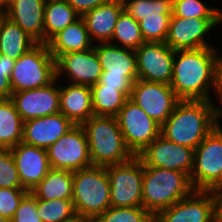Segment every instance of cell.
Here are the masks:
<instances>
[{
	"instance_id": "obj_11",
	"label": "cell",
	"mask_w": 222,
	"mask_h": 222,
	"mask_svg": "<svg viewBox=\"0 0 222 222\" xmlns=\"http://www.w3.org/2000/svg\"><path fill=\"white\" fill-rule=\"evenodd\" d=\"M51 169L76 171L92 166L84 128L75 125L48 149Z\"/></svg>"
},
{
	"instance_id": "obj_27",
	"label": "cell",
	"mask_w": 222,
	"mask_h": 222,
	"mask_svg": "<svg viewBox=\"0 0 222 222\" xmlns=\"http://www.w3.org/2000/svg\"><path fill=\"white\" fill-rule=\"evenodd\" d=\"M24 121L10 98L0 99V149H11L23 140Z\"/></svg>"
},
{
	"instance_id": "obj_21",
	"label": "cell",
	"mask_w": 222,
	"mask_h": 222,
	"mask_svg": "<svg viewBox=\"0 0 222 222\" xmlns=\"http://www.w3.org/2000/svg\"><path fill=\"white\" fill-rule=\"evenodd\" d=\"M124 11L122 0H108L82 16L91 41L107 43L111 41L116 22Z\"/></svg>"
},
{
	"instance_id": "obj_35",
	"label": "cell",
	"mask_w": 222,
	"mask_h": 222,
	"mask_svg": "<svg viewBox=\"0 0 222 222\" xmlns=\"http://www.w3.org/2000/svg\"><path fill=\"white\" fill-rule=\"evenodd\" d=\"M172 15L183 18H222V9L212 8L202 0H173Z\"/></svg>"
},
{
	"instance_id": "obj_42",
	"label": "cell",
	"mask_w": 222,
	"mask_h": 222,
	"mask_svg": "<svg viewBox=\"0 0 222 222\" xmlns=\"http://www.w3.org/2000/svg\"><path fill=\"white\" fill-rule=\"evenodd\" d=\"M68 4L82 17L85 13L93 10L108 0H66Z\"/></svg>"
},
{
	"instance_id": "obj_37",
	"label": "cell",
	"mask_w": 222,
	"mask_h": 222,
	"mask_svg": "<svg viewBox=\"0 0 222 222\" xmlns=\"http://www.w3.org/2000/svg\"><path fill=\"white\" fill-rule=\"evenodd\" d=\"M28 193L24 188H0V215L11 221L20 202Z\"/></svg>"
},
{
	"instance_id": "obj_44",
	"label": "cell",
	"mask_w": 222,
	"mask_h": 222,
	"mask_svg": "<svg viewBox=\"0 0 222 222\" xmlns=\"http://www.w3.org/2000/svg\"><path fill=\"white\" fill-rule=\"evenodd\" d=\"M219 218L222 220V191L219 192Z\"/></svg>"
},
{
	"instance_id": "obj_40",
	"label": "cell",
	"mask_w": 222,
	"mask_h": 222,
	"mask_svg": "<svg viewBox=\"0 0 222 222\" xmlns=\"http://www.w3.org/2000/svg\"><path fill=\"white\" fill-rule=\"evenodd\" d=\"M14 64L15 60L0 54V99L11 98L13 91L10 84V78Z\"/></svg>"
},
{
	"instance_id": "obj_34",
	"label": "cell",
	"mask_w": 222,
	"mask_h": 222,
	"mask_svg": "<svg viewBox=\"0 0 222 222\" xmlns=\"http://www.w3.org/2000/svg\"><path fill=\"white\" fill-rule=\"evenodd\" d=\"M124 10L137 22L143 15L172 14L173 0H123Z\"/></svg>"
},
{
	"instance_id": "obj_29",
	"label": "cell",
	"mask_w": 222,
	"mask_h": 222,
	"mask_svg": "<svg viewBox=\"0 0 222 222\" xmlns=\"http://www.w3.org/2000/svg\"><path fill=\"white\" fill-rule=\"evenodd\" d=\"M92 109L96 116L116 117L125 102L129 99L122 91L105 87L103 84L90 86Z\"/></svg>"
},
{
	"instance_id": "obj_36",
	"label": "cell",
	"mask_w": 222,
	"mask_h": 222,
	"mask_svg": "<svg viewBox=\"0 0 222 222\" xmlns=\"http://www.w3.org/2000/svg\"><path fill=\"white\" fill-rule=\"evenodd\" d=\"M0 188H23L10 149H0Z\"/></svg>"
},
{
	"instance_id": "obj_43",
	"label": "cell",
	"mask_w": 222,
	"mask_h": 222,
	"mask_svg": "<svg viewBox=\"0 0 222 222\" xmlns=\"http://www.w3.org/2000/svg\"><path fill=\"white\" fill-rule=\"evenodd\" d=\"M61 222H89L87 219L79 216L78 214H75L69 219L63 220Z\"/></svg>"
},
{
	"instance_id": "obj_41",
	"label": "cell",
	"mask_w": 222,
	"mask_h": 222,
	"mask_svg": "<svg viewBox=\"0 0 222 222\" xmlns=\"http://www.w3.org/2000/svg\"><path fill=\"white\" fill-rule=\"evenodd\" d=\"M218 47L216 49V59L214 66V87L213 92L216 97V101L222 105V53H220Z\"/></svg>"
},
{
	"instance_id": "obj_16",
	"label": "cell",
	"mask_w": 222,
	"mask_h": 222,
	"mask_svg": "<svg viewBox=\"0 0 222 222\" xmlns=\"http://www.w3.org/2000/svg\"><path fill=\"white\" fill-rule=\"evenodd\" d=\"M58 79L50 84L31 90L13 92L11 100L25 122L60 112V91Z\"/></svg>"
},
{
	"instance_id": "obj_3",
	"label": "cell",
	"mask_w": 222,
	"mask_h": 222,
	"mask_svg": "<svg viewBox=\"0 0 222 222\" xmlns=\"http://www.w3.org/2000/svg\"><path fill=\"white\" fill-rule=\"evenodd\" d=\"M193 191L186 173L143 164L142 206L153 217Z\"/></svg>"
},
{
	"instance_id": "obj_32",
	"label": "cell",
	"mask_w": 222,
	"mask_h": 222,
	"mask_svg": "<svg viewBox=\"0 0 222 222\" xmlns=\"http://www.w3.org/2000/svg\"><path fill=\"white\" fill-rule=\"evenodd\" d=\"M172 14L143 15L139 21L145 42L164 43L168 34Z\"/></svg>"
},
{
	"instance_id": "obj_2",
	"label": "cell",
	"mask_w": 222,
	"mask_h": 222,
	"mask_svg": "<svg viewBox=\"0 0 222 222\" xmlns=\"http://www.w3.org/2000/svg\"><path fill=\"white\" fill-rule=\"evenodd\" d=\"M209 100H180L161 125V135L176 144L196 149L220 124L222 108Z\"/></svg>"
},
{
	"instance_id": "obj_7",
	"label": "cell",
	"mask_w": 222,
	"mask_h": 222,
	"mask_svg": "<svg viewBox=\"0 0 222 222\" xmlns=\"http://www.w3.org/2000/svg\"><path fill=\"white\" fill-rule=\"evenodd\" d=\"M55 78V59L47 43H37L15 60L10 84L13 92H19L46 86Z\"/></svg>"
},
{
	"instance_id": "obj_5",
	"label": "cell",
	"mask_w": 222,
	"mask_h": 222,
	"mask_svg": "<svg viewBox=\"0 0 222 222\" xmlns=\"http://www.w3.org/2000/svg\"><path fill=\"white\" fill-rule=\"evenodd\" d=\"M72 201L75 213L89 222L111 207L106 167L92 165L73 171Z\"/></svg>"
},
{
	"instance_id": "obj_28",
	"label": "cell",
	"mask_w": 222,
	"mask_h": 222,
	"mask_svg": "<svg viewBox=\"0 0 222 222\" xmlns=\"http://www.w3.org/2000/svg\"><path fill=\"white\" fill-rule=\"evenodd\" d=\"M80 17L66 0H46L43 43H47L55 34Z\"/></svg>"
},
{
	"instance_id": "obj_47",
	"label": "cell",
	"mask_w": 222,
	"mask_h": 222,
	"mask_svg": "<svg viewBox=\"0 0 222 222\" xmlns=\"http://www.w3.org/2000/svg\"><path fill=\"white\" fill-rule=\"evenodd\" d=\"M215 222H222V220L220 218H218Z\"/></svg>"
},
{
	"instance_id": "obj_22",
	"label": "cell",
	"mask_w": 222,
	"mask_h": 222,
	"mask_svg": "<svg viewBox=\"0 0 222 222\" xmlns=\"http://www.w3.org/2000/svg\"><path fill=\"white\" fill-rule=\"evenodd\" d=\"M60 112L74 125H82L93 115L91 88L88 85L59 84Z\"/></svg>"
},
{
	"instance_id": "obj_15",
	"label": "cell",
	"mask_w": 222,
	"mask_h": 222,
	"mask_svg": "<svg viewBox=\"0 0 222 222\" xmlns=\"http://www.w3.org/2000/svg\"><path fill=\"white\" fill-rule=\"evenodd\" d=\"M175 51L165 42H145L136 50L138 79L171 84Z\"/></svg>"
},
{
	"instance_id": "obj_31",
	"label": "cell",
	"mask_w": 222,
	"mask_h": 222,
	"mask_svg": "<svg viewBox=\"0 0 222 222\" xmlns=\"http://www.w3.org/2000/svg\"><path fill=\"white\" fill-rule=\"evenodd\" d=\"M37 214L42 222H61L76 213L72 199H37Z\"/></svg>"
},
{
	"instance_id": "obj_8",
	"label": "cell",
	"mask_w": 222,
	"mask_h": 222,
	"mask_svg": "<svg viewBox=\"0 0 222 222\" xmlns=\"http://www.w3.org/2000/svg\"><path fill=\"white\" fill-rule=\"evenodd\" d=\"M110 182L112 207L142 206L143 163L134 156L131 160L106 166Z\"/></svg>"
},
{
	"instance_id": "obj_38",
	"label": "cell",
	"mask_w": 222,
	"mask_h": 222,
	"mask_svg": "<svg viewBox=\"0 0 222 222\" xmlns=\"http://www.w3.org/2000/svg\"><path fill=\"white\" fill-rule=\"evenodd\" d=\"M10 222H42L37 214V199L31 192L22 199Z\"/></svg>"
},
{
	"instance_id": "obj_19",
	"label": "cell",
	"mask_w": 222,
	"mask_h": 222,
	"mask_svg": "<svg viewBox=\"0 0 222 222\" xmlns=\"http://www.w3.org/2000/svg\"><path fill=\"white\" fill-rule=\"evenodd\" d=\"M75 125L61 112L24 122L22 142L48 149Z\"/></svg>"
},
{
	"instance_id": "obj_26",
	"label": "cell",
	"mask_w": 222,
	"mask_h": 222,
	"mask_svg": "<svg viewBox=\"0 0 222 222\" xmlns=\"http://www.w3.org/2000/svg\"><path fill=\"white\" fill-rule=\"evenodd\" d=\"M30 192L41 200L72 199L73 171L50 169Z\"/></svg>"
},
{
	"instance_id": "obj_17",
	"label": "cell",
	"mask_w": 222,
	"mask_h": 222,
	"mask_svg": "<svg viewBox=\"0 0 222 222\" xmlns=\"http://www.w3.org/2000/svg\"><path fill=\"white\" fill-rule=\"evenodd\" d=\"M55 69L56 79L66 74L68 83L88 86L97 84L103 72L94 47L60 55L55 60Z\"/></svg>"
},
{
	"instance_id": "obj_23",
	"label": "cell",
	"mask_w": 222,
	"mask_h": 222,
	"mask_svg": "<svg viewBox=\"0 0 222 222\" xmlns=\"http://www.w3.org/2000/svg\"><path fill=\"white\" fill-rule=\"evenodd\" d=\"M102 70L107 75H138L136 51L109 42L94 44Z\"/></svg>"
},
{
	"instance_id": "obj_46",
	"label": "cell",
	"mask_w": 222,
	"mask_h": 222,
	"mask_svg": "<svg viewBox=\"0 0 222 222\" xmlns=\"http://www.w3.org/2000/svg\"><path fill=\"white\" fill-rule=\"evenodd\" d=\"M0 222H10V221L4 218L2 215H0Z\"/></svg>"
},
{
	"instance_id": "obj_45",
	"label": "cell",
	"mask_w": 222,
	"mask_h": 222,
	"mask_svg": "<svg viewBox=\"0 0 222 222\" xmlns=\"http://www.w3.org/2000/svg\"><path fill=\"white\" fill-rule=\"evenodd\" d=\"M11 0H0V9L3 10Z\"/></svg>"
},
{
	"instance_id": "obj_25",
	"label": "cell",
	"mask_w": 222,
	"mask_h": 222,
	"mask_svg": "<svg viewBox=\"0 0 222 222\" xmlns=\"http://www.w3.org/2000/svg\"><path fill=\"white\" fill-rule=\"evenodd\" d=\"M37 42L3 13L0 15V54L16 60Z\"/></svg>"
},
{
	"instance_id": "obj_30",
	"label": "cell",
	"mask_w": 222,
	"mask_h": 222,
	"mask_svg": "<svg viewBox=\"0 0 222 222\" xmlns=\"http://www.w3.org/2000/svg\"><path fill=\"white\" fill-rule=\"evenodd\" d=\"M109 43L135 51L145 43L141 34L139 22H137L125 10L120 14L118 21L116 22Z\"/></svg>"
},
{
	"instance_id": "obj_9",
	"label": "cell",
	"mask_w": 222,
	"mask_h": 222,
	"mask_svg": "<svg viewBox=\"0 0 222 222\" xmlns=\"http://www.w3.org/2000/svg\"><path fill=\"white\" fill-rule=\"evenodd\" d=\"M219 218V192L194 190L160 211L154 222H215Z\"/></svg>"
},
{
	"instance_id": "obj_6",
	"label": "cell",
	"mask_w": 222,
	"mask_h": 222,
	"mask_svg": "<svg viewBox=\"0 0 222 222\" xmlns=\"http://www.w3.org/2000/svg\"><path fill=\"white\" fill-rule=\"evenodd\" d=\"M194 190L222 191V127L217 125L194 150Z\"/></svg>"
},
{
	"instance_id": "obj_39",
	"label": "cell",
	"mask_w": 222,
	"mask_h": 222,
	"mask_svg": "<svg viewBox=\"0 0 222 222\" xmlns=\"http://www.w3.org/2000/svg\"><path fill=\"white\" fill-rule=\"evenodd\" d=\"M137 79L138 75H107L103 71L97 84H103L105 87L122 91L129 98L132 85Z\"/></svg>"
},
{
	"instance_id": "obj_20",
	"label": "cell",
	"mask_w": 222,
	"mask_h": 222,
	"mask_svg": "<svg viewBox=\"0 0 222 222\" xmlns=\"http://www.w3.org/2000/svg\"><path fill=\"white\" fill-rule=\"evenodd\" d=\"M46 0H11L2 13L37 43H43Z\"/></svg>"
},
{
	"instance_id": "obj_1",
	"label": "cell",
	"mask_w": 222,
	"mask_h": 222,
	"mask_svg": "<svg viewBox=\"0 0 222 222\" xmlns=\"http://www.w3.org/2000/svg\"><path fill=\"white\" fill-rule=\"evenodd\" d=\"M217 47L176 50L170 86L180 100H209Z\"/></svg>"
},
{
	"instance_id": "obj_10",
	"label": "cell",
	"mask_w": 222,
	"mask_h": 222,
	"mask_svg": "<svg viewBox=\"0 0 222 222\" xmlns=\"http://www.w3.org/2000/svg\"><path fill=\"white\" fill-rule=\"evenodd\" d=\"M124 141L134 156H138L161 134V125L128 99L116 116Z\"/></svg>"
},
{
	"instance_id": "obj_33",
	"label": "cell",
	"mask_w": 222,
	"mask_h": 222,
	"mask_svg": "<svg viewBox=\"0 0 222 222\" xmlns=\"http://www.w3.org/2000/svg\"><path fill=\"white\" fill-rule=\"evenodd\" d=\"M92 222H154V217L143 206H111Z\"/></svg>"
},
{
	"instance_id": "obj_4",
	"label": "cell",
	"mask_w": 222,
	"mask_h": 222,
	"mask_svg": "<svg viewBox=\"0 0 222 222\" xmlns=\"http://www.w3.org/2000/svg\"><path fill=\"white\" fill-rule=\"evenodd\" d=\"M81 126L87 136L93 166L121 164L134 157L125 144L117 117L93 115Z\"/></svg>"
},
{
	"instance_id": "obj_12",
	"label": "cell",
	"mask_w": 222,
	"mask_h": 222,
	"mask_svg": "<svg viewBox=\"0 0 222 222\" xmlns=\"http://www.w3.org/2000/svg\"><path fill=\"white\" fill-rule=\"evenodd\" d=\"M129 99L159 125L170 117L180 101L169 84L141 79L133 83Z\"/></svg>"
},
{
	"instance_id": "obj_24",
	"label": "cell",
	"mask_w": 222,
	"mask_h": 222,
	"mask_svg": "<svg viewBox=\"0 0 222 222\" xmlns=\"http://www.w3.org/2000/svg\"><path fill=\"white\" fill-rule=\"evenodd\" d=\"M50 53L56 60L60 55L84 51L93 48L86 24L82 17L69 24L63 30L55 34L48 42Z\"/></svg>"
},
{
	"instance_id": "obj_14",
	"label": "cell",
	"mask_w": 222,
	"mask_h": 222,
	"mask_svg": "<svg viewBox=\"0 0 222 222\" xmlns=\"http://www.w3.org/2000/svg\"><path fill=\"white\" fill-rule=\"evenodd\" d=\"M137 157L145 166L180 171L190 177L194 149L169 141L160 134Z\"/></svg>"
},
{
	"instance_id": "obj_18",
	"label": "cell",
	"mask_w": 222,
	"mask_h": 222,
	"mask_svg": "<svg viewBox=\"0 0 222 222\" xmlns=\"http://www.w3.org/2000/svg\"><path fill=\"white\" fill-rule=\"evenodd\" d=\"M10 150L22 187L30 192L51 169L47 149L21 142Z\"/></svg>"
},
{
	"instance_id": "obj_13",
	"label": "cell",
	"mask_w": 222,
	"mask_h": 222,
	"mask_svg": "<svg viewBox=\"0 0 222 222\" xmlns=\"http://www.w3.org/2000/svg\"><path fill=\"white\" fill-rule=\"evenodd\" d=\"M220 23L222 18H183L172 15L165 43L174 51L215 47L207 41L206 35Z\"/></svg>"
}]
</instances>
